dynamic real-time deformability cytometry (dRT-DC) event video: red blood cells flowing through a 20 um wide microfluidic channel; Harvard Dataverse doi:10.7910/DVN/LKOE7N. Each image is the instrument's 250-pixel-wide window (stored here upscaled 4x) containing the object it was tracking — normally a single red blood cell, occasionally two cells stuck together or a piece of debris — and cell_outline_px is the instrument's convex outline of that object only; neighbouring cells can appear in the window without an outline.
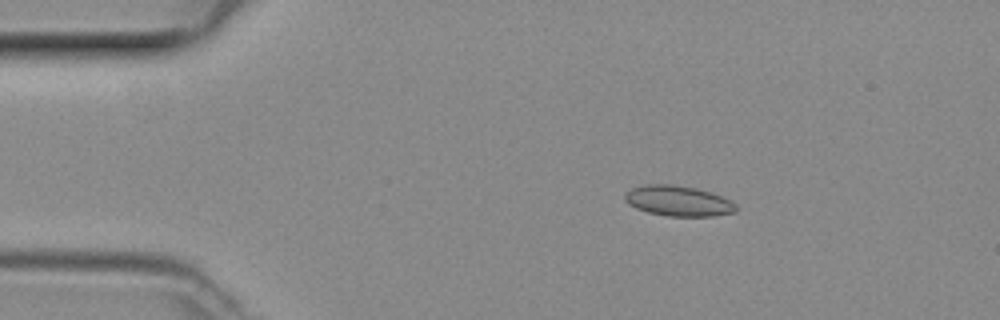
{"species": "common noctule bat (a hibernating species)", "species_latin": "Nyctalus noctula", "temperature_condition": "room temperature", "stored_images_in_passage": 44, "camera_frame_rate_fps": 3000, "um_per_image_px": 0.085, "animal": {"sex": "female", "body_mass_g": 29.2, "forearm_length_mm": 56.3}, "frame": {"image": 1, "passage_image": 9, "time_ms": 2.667, "image_size_px": [1000, 320], "cell_outline_px": [[736, 212], [712, 216], [668, 216], [648, 212], [636, 208], [628, 204], [624, 200], [624, 196], [632, 188], [648, 184], [668, 184], [696, 188], [720, 196], [736, 204]], "centroid_in_image_um": [57.63, 17.09], "position_along_channel_um": 27.4, "area_um2": 19.42}}
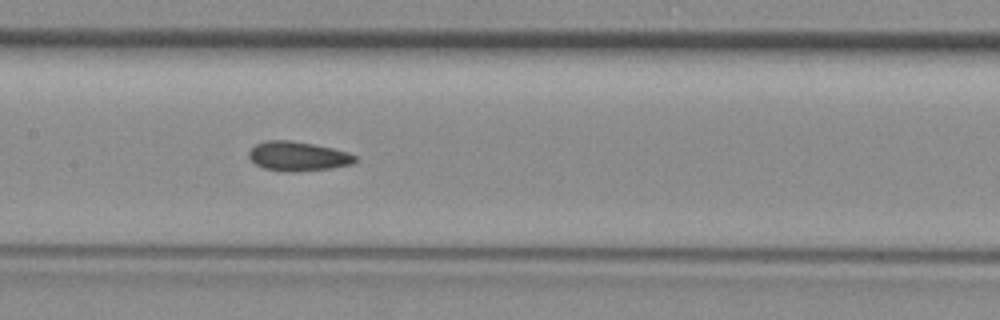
{"frame": {"image": 2, "passage_image": 24, "time_ms": 7.667, "image_size_px": [1000, 320], "cell_outline_px": [[356, 160], [352, 164], [328, 168], [292, 172], [288, 172], [264, 168], [256, 164], [248, 156], [248, 152], [256, 144], [264, 140], [292, 140], [332, 148], [348, 152], [356, 156]], "centroid_in_image_um": [25.3, 13.27], "position_along_channel_um": 182.1, "area_um2": 18.03}}
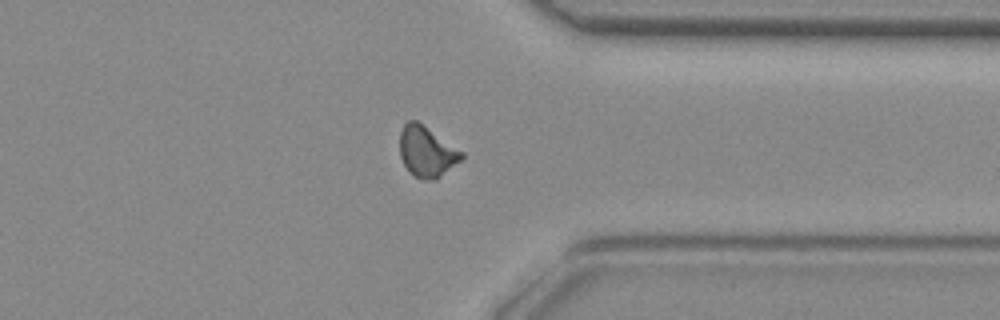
{"frame": {"image": 3, "passage_image": 38, "time_ms": 12.333, "image_size_px": [1000, 320], "cell_outline_px": [[464, 156], [460, 160], [436, 180], [424, 180], [416, 176], [404, 164], [400, 156], [400, 132], [404, 124], [408, 120], [416, 120], [464, 152]], "centroid_in_image_um": [36.27, 12.87], "position_along_channel_um": 375.1, "area_um2": 17.98}}